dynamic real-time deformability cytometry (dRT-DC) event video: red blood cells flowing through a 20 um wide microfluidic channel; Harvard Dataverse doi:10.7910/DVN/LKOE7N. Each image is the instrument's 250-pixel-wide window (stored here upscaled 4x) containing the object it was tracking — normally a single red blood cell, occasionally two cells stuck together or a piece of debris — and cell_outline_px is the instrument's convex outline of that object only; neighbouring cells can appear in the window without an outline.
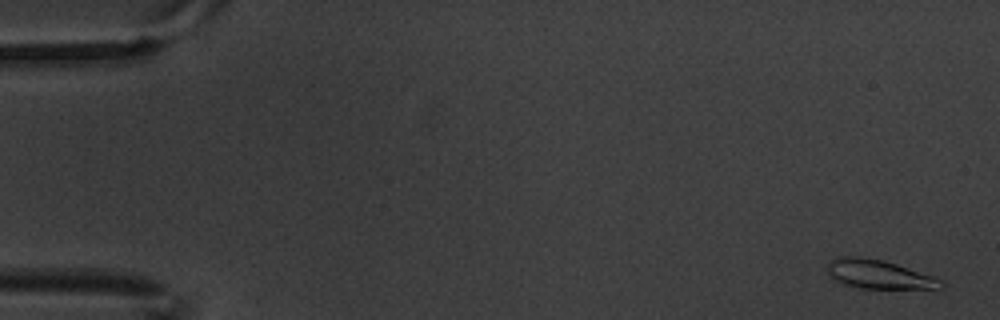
{"species": "common noctule bat (a hibernating species)", "species_latin": "Nyctalus noctula", "temperature_condition": "warm", "stored_images_in_passage": 8, "camera_frame_rate_fps": 3000, "um_per_image_px": 0.085, "animal": {"sex": "male", "body_mass_g": 20.1, "forearm_length_mm": 53.5}, "frame": {"image": 1, "passage_image": 1, "time_ms": 0.0, "image_size_px": [1000, 320], "cell_outline_px": [[944, 288], [860, 288], [840, 284], [832, 280], [824, 268], [832, 260], [840, 256], [860, 256], [884, 260], [932, 276], [940, 280], [944, 284]], "centroid_in_image_um": [74.59, 23.31], "position_along_channel_um": 10.4, "area_um2": 19.19}}
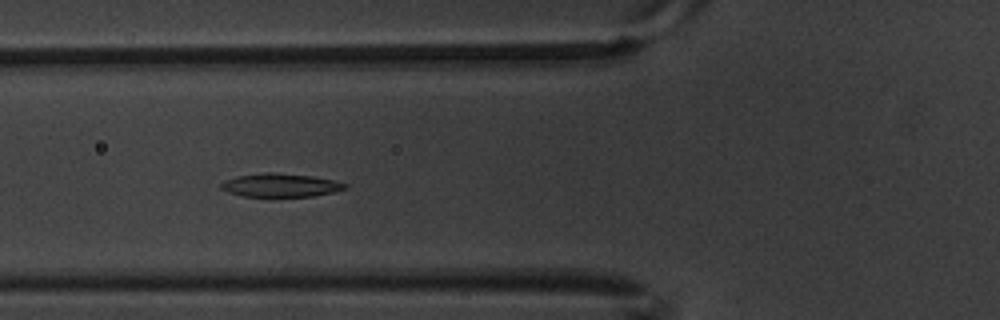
{"frame": {"image": 2, "passage_image": 7, "time_ms": 2.0, "image_size_px": [1000, 320], "cell_outline_px": [[348, 188], [332, 192], [312, 196], [272, 200], [244, 196], [228, 192], [220, 188], [220, 184], [224, 180], [236, 176], [268, 172], [272, 172], [312, 176], [336, 180], [348, 184]], "centroid_in_image_um": [23.83, 15.79], "position_along_channel_um": 102.0, "area_um2": 17.86}}
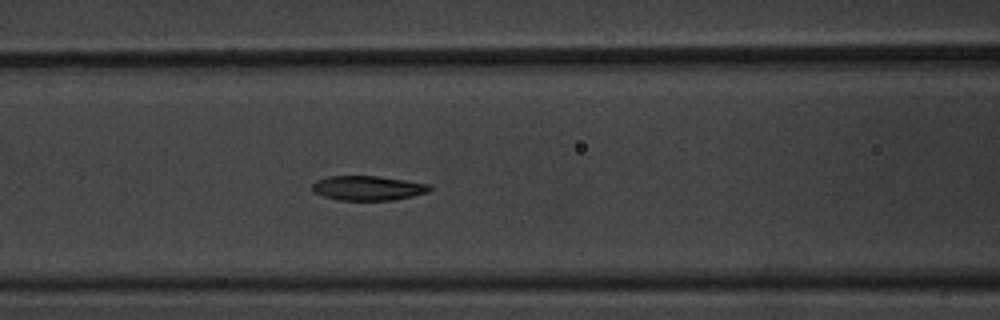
{"frame": {"image": 3, "passage_image": 8, "time_ms": 2.333, "image_size_px": [1000, 320], "cell_outline_px": [[432, 188], [428, 192], [412, 196], [392, 200], [340, 200], [324, 196], [312, 192], [312, 184], [316, 180], [328, 176], [376, 176], [404, 180], [428, 184]], "centroid_in_image_um": [31.23, 15.98], "position_along_channel_um": 135.4, "area_um2": 16.7}}